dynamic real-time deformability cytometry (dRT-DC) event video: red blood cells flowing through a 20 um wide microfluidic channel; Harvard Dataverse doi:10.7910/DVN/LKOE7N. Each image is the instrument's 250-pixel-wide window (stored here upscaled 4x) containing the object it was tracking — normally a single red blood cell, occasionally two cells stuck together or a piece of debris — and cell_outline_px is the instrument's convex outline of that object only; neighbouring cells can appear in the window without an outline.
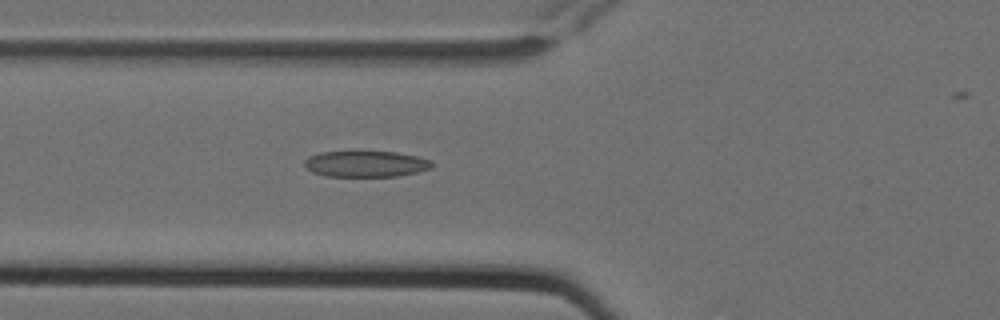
{"species": "Egyptian fruit bat (a non-hibernating species)", "species_latin": "Rousettus aegyptiacus", "temperature_condition": "cold", "stored_images_in_passage": 5, "camera_frame_rate_fps": 3000, "um_per_image_px": 0.085, "animal": {"sex": "female"}, "frame": {"image": 1, "passage_image": 5, "time_ms": 1.333, "image_size_px": [1000, 320], "cell_outline_px": [[432, 168], [420, 172], [396, 176], [324, 176], [312, 172], [304, 164], [304, 160], [308, 156], [320, 152], [352, 148], [356, 148], [396, 152], [416, 156], [432, 160]], "centroid_in_image_um": [31.06, 13.87], "position_along_channel_um": 94.7, "area_um2": 20.52}}